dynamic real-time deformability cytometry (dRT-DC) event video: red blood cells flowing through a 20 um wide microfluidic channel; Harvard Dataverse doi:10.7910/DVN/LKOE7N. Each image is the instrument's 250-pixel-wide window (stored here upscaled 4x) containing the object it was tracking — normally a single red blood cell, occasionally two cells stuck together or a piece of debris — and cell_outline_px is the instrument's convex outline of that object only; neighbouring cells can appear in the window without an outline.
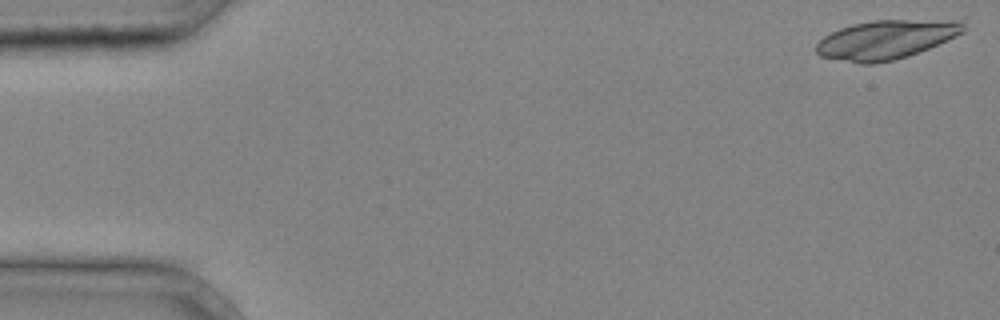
{"species": "common noctule bat (a hibernating species)", "species_latin": "Nyctalus noctula", "temperature_condition": "cold", "stored_images_in_passage": 11, "camera_frame_rate_fps": 3000, "um_per_image_px": 0.085, "animal": {"sex": "male", "body_mass_g": 20.4}, "frame": {"image": 1, "passage_image": 1, "time_ms": 0.0, "image_size_px": [1000, 320], "cell_outline_px": [[964, 32], [956, 36], [928, 48], [908, 56], [892, 60], [872, 64], [860, 64], [820, 56], [816, 52], [816, 44], [824, 36], [840, 28], [852, 24], [872, 20], [960, 20], [964, 24]], "centroid_in_image_um": [75.3, 3.36], "position_along_channel_um": 9.7, "area_um2": 33.29}}